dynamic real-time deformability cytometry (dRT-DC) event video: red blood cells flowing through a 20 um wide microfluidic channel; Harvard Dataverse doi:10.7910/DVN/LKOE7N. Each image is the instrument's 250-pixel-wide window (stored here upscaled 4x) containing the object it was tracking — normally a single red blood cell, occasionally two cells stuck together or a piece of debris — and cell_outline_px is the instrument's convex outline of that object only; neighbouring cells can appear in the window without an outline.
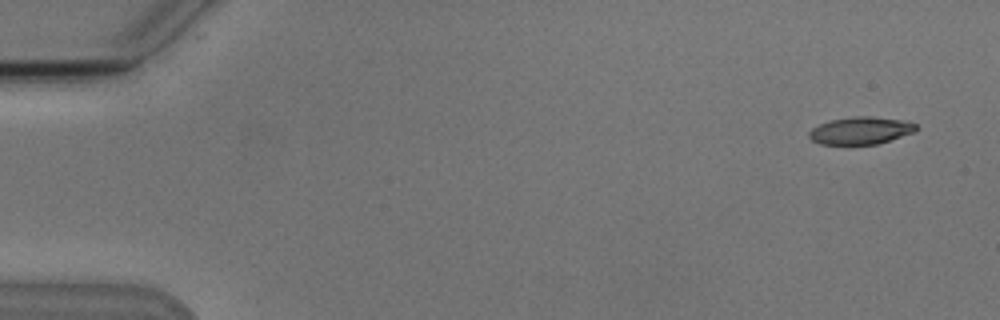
{"species": "Egyptian fruit bat (a non-hibernating species)", "species_latin": "Rousettus aegyptiacus", "temperature_condition": "cold", "stored_images_in_passage": 4, "camera_frame_rate_fps": 3000, "um_per_image_px": 0.085, "animal": {"sex": "male"}, "frame": {"image": 1, "passage_image": 1, "time_ms": 0.0, "image_size_px": [1000, 320], "cell_outline_px": [[920, 128], [912, 132], [876, 144], [820, 144], [812, 140], [808, 136], [808, 132], [812, 128], [820, 124], [832, 120], [852, 116], [872, 116], [900, 120], [916, 124]], "centroid_in_image_um": [73.12, 11.09], "position_along_channel_um": 11.9, "area_um2": 16.82}}